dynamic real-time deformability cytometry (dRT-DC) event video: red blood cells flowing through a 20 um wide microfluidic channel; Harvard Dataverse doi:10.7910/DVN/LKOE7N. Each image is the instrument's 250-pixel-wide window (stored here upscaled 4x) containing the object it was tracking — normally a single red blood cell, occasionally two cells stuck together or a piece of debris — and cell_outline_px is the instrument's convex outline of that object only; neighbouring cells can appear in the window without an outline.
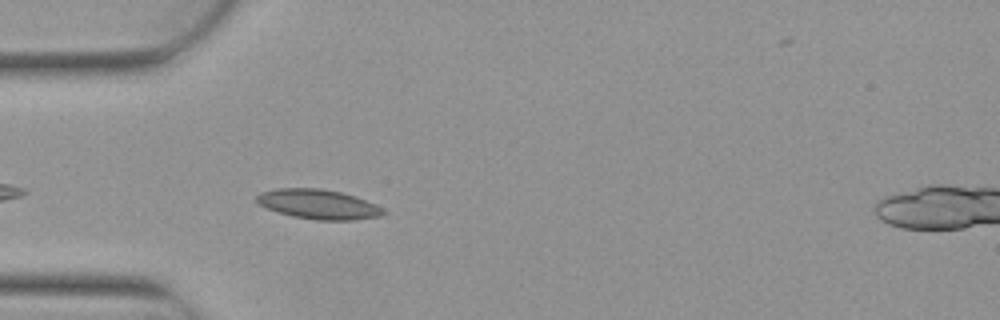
{"species": "Egyptian fruit bat (a non-hibernating species)", "species_latin": "Rousettus aegyptiacus", "temperature_condition": "warm", "stored_images_in_passage": 5, "camera_frame_rate_fps": 3000, "um_per_image_px": 0.085, "animal": {"sex": "female"}, "frame": {"image": 1, "passage_image": 4, "time_ms": 1.0, "image_size_px": [1000, 320], "cell_outline_px": [[388, 212], [380, 216], [356, 220], [316, 220], [292, 216], [256, 204], [256, 196], [260, 192], [276, 188], [320, 188], [340, 192], [356, 196], [376, 204], [384, 208]], "centroid_in_image_um": [27.08, 17.36], "position_along_channel_um": 57.9, "area_um2": 22.08}}